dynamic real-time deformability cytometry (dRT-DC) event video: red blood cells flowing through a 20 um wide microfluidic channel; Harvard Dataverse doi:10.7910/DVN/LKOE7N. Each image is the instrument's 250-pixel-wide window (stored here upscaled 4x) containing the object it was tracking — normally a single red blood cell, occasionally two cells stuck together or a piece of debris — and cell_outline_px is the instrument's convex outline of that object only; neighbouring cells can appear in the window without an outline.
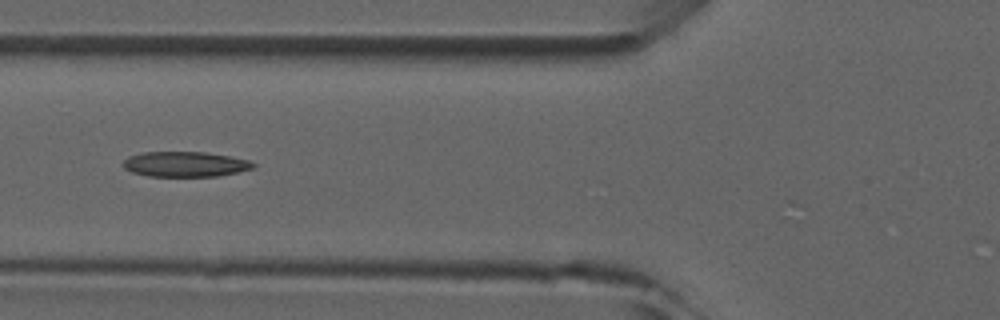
{"species": "common noctule bat (a hibernating species)", "species_latin": "Nyctalus noctula", "temperature_condition": "room temperature", "stored_images_in_passage": 5, "camera_frame_rate_fps": 3000, "um_per_image_px": 0.085, "animal": {"sex": "male", "forearm_length_mm": 52.5}, "frame": {"image": 1, "passage_image": 5, "time_ms": 5.333, "image_size_px": [1000, 320], "cell_outline_px": [[256, 168], [220, 176], [148, 176], [132, 172], [124, 168], [124, 160], [128, 156], [144, 152], [204, 152], [228, 156], [248, 160], [256, 164]], "centroid_in_image_um": [15.76, 13.96], "position_along_channel_um": 110.0, "area_um2": 19.07}}